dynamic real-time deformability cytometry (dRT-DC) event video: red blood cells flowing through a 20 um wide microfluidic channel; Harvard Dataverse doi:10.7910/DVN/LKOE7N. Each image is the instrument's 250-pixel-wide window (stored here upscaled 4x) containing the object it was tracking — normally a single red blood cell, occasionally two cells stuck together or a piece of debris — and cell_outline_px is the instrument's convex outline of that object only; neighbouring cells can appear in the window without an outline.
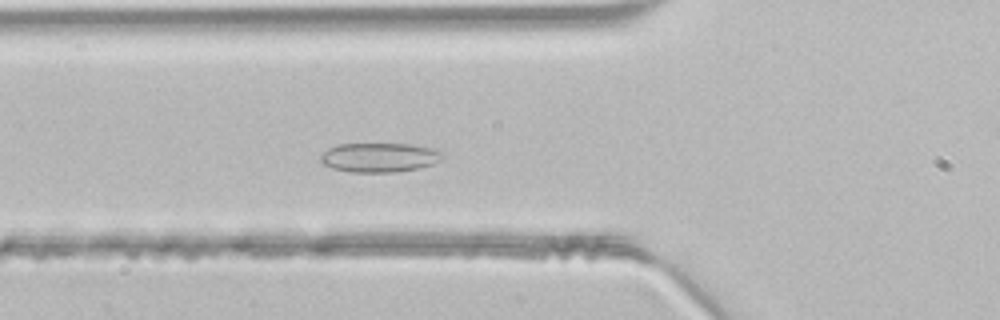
{"species": "common noctule bat (a hibernating species)", "species_latin": "Nyctalus noctula", "temperature_condition": "room temperature", "stored_images_in_passage": 34, "camera_frame_rate_fps": 3000, "um_per_image_px": 0.085, "animal": {"sex": "male", "body_mass_g": 21.5, "forearm_length_mm": 52.0}, "frame": {"image": 1, "passage_image": 11, "time_ms": 3.333, "image_size_px": [1000, 320], "cell_outline_px": [[444, 156], [440, 160], [432, 164], [416, 168], [392, 172], [348, 172], [332, 168], [324, 164], [320, 160], [320, 156], [328, 148], [336, 144], [412, 144], [440, 148], [444, 152]], "centroid_in_image_um": [32.29, 13.36], "position_along_channel_um": 93.5, "area_um2": 21.04}}
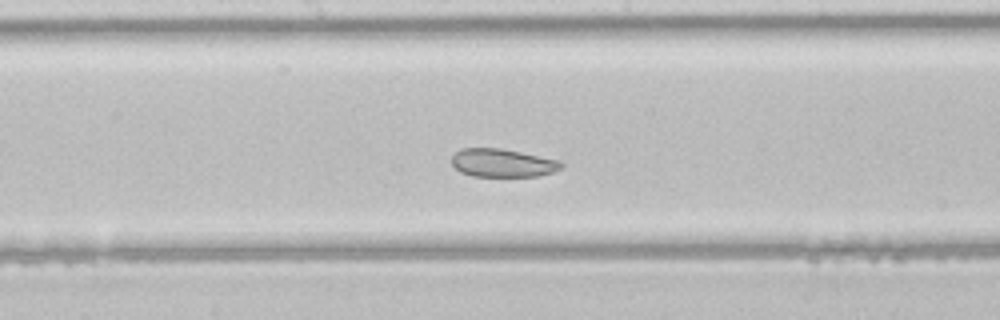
{"frame": {"image": 2, "passage_image": 19, "time_ms": 6.0, "image_size_px": [1000, 320], "cell_outline_px": [[564, 164], [560, 168], [552, 172], [536, 176], [472, 176], [460, 172], [452, 164], [452, 156], [460, 148], [500, 148], [560, 160]], "centroid_in_image_um": [42.7, 13.84], "position_along_channel_um": 205.5, "area_um2": 17.92}}
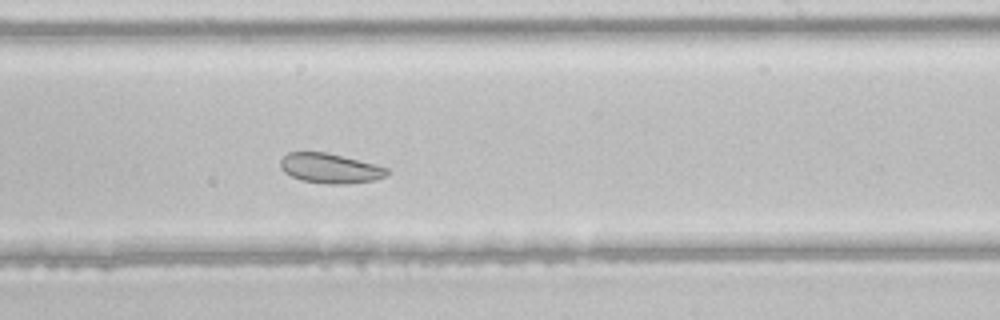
{"frame": {"image": 3, "passage_image": 23, "time_ms": 7.333, "image_size_px": [1000, 320], "cell_outline_px": [[392, 172], [384, 176], [372, 180], [348, 184], [328, 184], [300, 180], [284, 172], [280, 168], [280, 160], [288, 152], [328, 152], [376, 164], [388, 168]], "centroid_in_image_um": [28.06, 14.3], "position_along_channel_um": 260.9, "area_um2": 18.67}}